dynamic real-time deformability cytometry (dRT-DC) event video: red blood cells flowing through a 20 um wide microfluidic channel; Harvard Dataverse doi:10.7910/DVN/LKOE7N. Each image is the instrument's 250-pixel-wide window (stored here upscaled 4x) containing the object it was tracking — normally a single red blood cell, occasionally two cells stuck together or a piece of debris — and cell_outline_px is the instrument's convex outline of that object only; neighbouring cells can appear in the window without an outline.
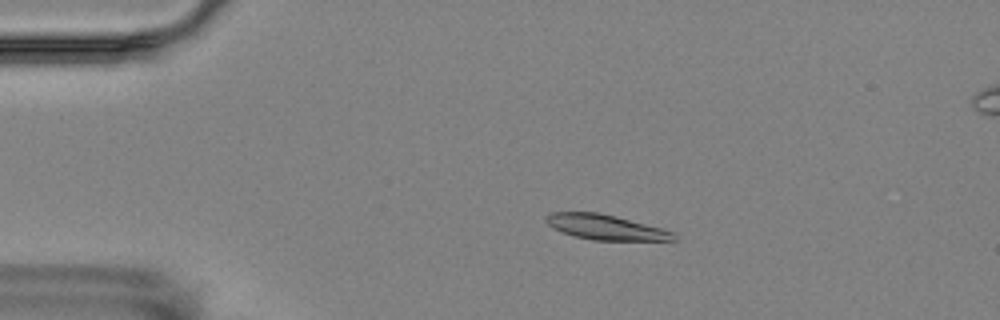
{"species": "Egyptian fruit bat (a non-hibernating species)", "species_latin": "Rousettus aegyptiacus", "temperature_condition": "room temperature", "stored_images_in_passage": 5, "camera_frame_rate_fps": 3000, "um_per_image_px": 0.085, "animal": {"sex": "female"}, "frame": {"image": 1, "passage_image": 1, "time_ms": 0.0, "image_size_px": [1000, 320], "cell_outline_px": [[680, 240], [592, 240], [576, 236], [564, 232], [548, 224], [544, 220], [552, 212], [596, 212], [616, 216], [660, 228], [672, 232]], "centroid_in_image_um": [51.5, 19.31], "position_along_channel_um": 33.5, "area_um2": 18.21}}
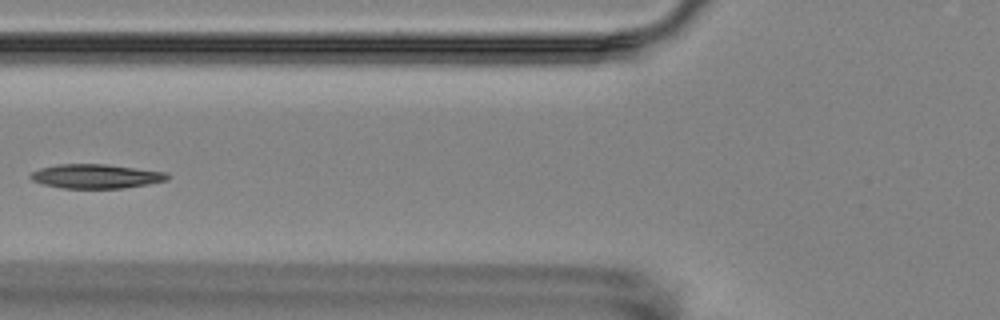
{"frame": {"image": 2, "passage_image": 4, "time_ms": 3.667, "image_size_px": [1000, 320], "cell_outline_px": [[168, 180], [148, 184], [124, 188], [64, 188], [44, 184], [32, 180], [28, 176], [32, 172], [40, 168], [56, 164], [108, 164], [164, 172], [168, 176]], "centroid_in_image_um": [8.13, 14.98], "position_along_channel_um": 117.7, "area_um2": 19.19}}
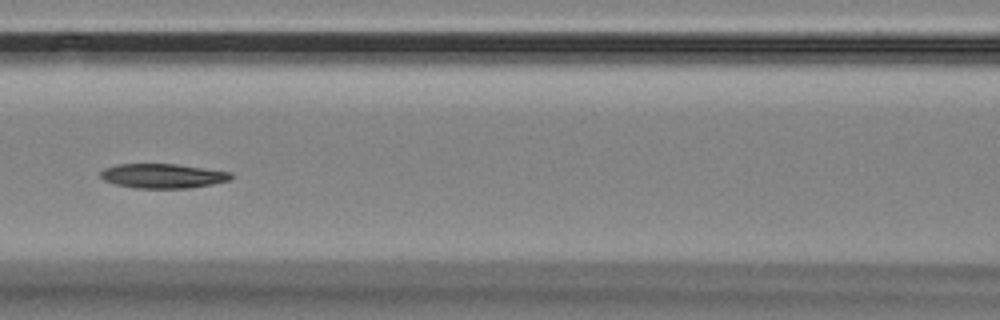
{"frame": {"image": 3, "passage_image": 5, "time_ms": 4.667, "image_size_px": [1000, 320], "cell_outline_px": [[236, 176], [232, 180], [212, 184], [188, 188], [136, 188], [116, 184], [104, 180], [100, 176], [100, 172], [104, 168], [116, 164], [176, 164], [232, 172]], "centroid_in_image_um": [13.88, 14.95], "position_along_channel_um": 152.7, "area_um2": 18.73}}